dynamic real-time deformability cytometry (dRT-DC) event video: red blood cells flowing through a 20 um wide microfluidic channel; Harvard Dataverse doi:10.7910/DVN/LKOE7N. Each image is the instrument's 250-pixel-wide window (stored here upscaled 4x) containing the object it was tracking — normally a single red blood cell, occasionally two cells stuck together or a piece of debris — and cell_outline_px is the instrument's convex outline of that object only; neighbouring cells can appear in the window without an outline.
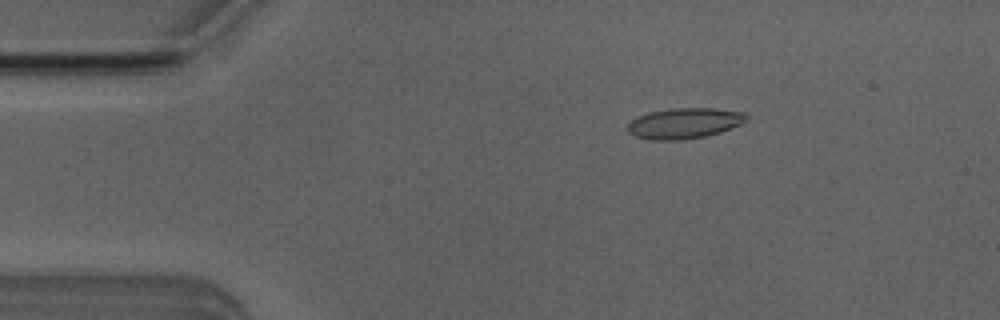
{"species": "Egyptian fruit bat (a non-hibernating species)", "species_latin": "Rousettus aegyptiacus", "temperature_condition": "room temperature", "stored_images_in_passage": 6, "camera_frame_rate_fps": 3000, "um_per_image_px": 0.085, "animal": {"sex": "male"}, "frame": {"image": 1, "passage_image": 3, "time_ms": 0.667, "image_size_px": [1000, 320], "cell_outline_px": [[748, 120], [740, 124], [720, 132], [704, 136], [680, 140], [652, 140], [636, 136], [628, 132], [628, 124], [632, 120], [648, 112], [676, 108], [712, 108], [744, 112], [748, 116]], "centroid_in_image_um": [58.19, 10.47], "position_along_channel_um": 26.8, "area_um2": 20.98}}
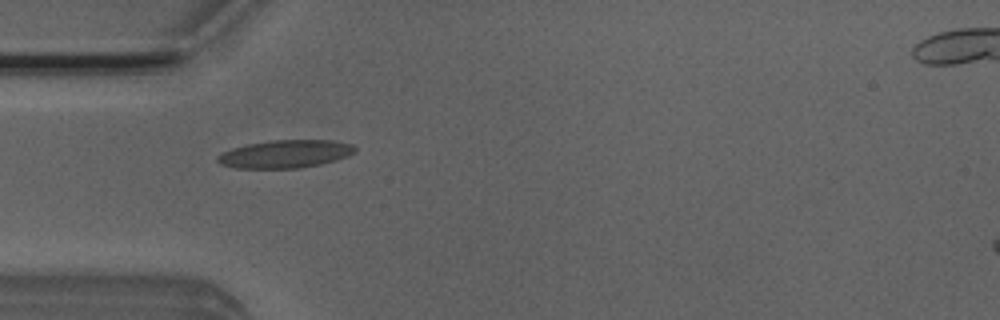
{"frame": {"image": 2, "passage_image": 5, "time_ms": 1.333, "image_size_px": [1000, 320], "cell_outline_px": [[356, 152], [348, 156], [336, 160], [320, 164], [300, 168], [236, 168], [220, 164], [216, 160], [216, 156], [232, 148], [248, 144], [272, 140], [332, 140], [352, 144], [356, 148]], "centroid_in_image_um": [24.26, 13.09], "position_along_channel_um": 60.7, "area_um2": 22.37}}